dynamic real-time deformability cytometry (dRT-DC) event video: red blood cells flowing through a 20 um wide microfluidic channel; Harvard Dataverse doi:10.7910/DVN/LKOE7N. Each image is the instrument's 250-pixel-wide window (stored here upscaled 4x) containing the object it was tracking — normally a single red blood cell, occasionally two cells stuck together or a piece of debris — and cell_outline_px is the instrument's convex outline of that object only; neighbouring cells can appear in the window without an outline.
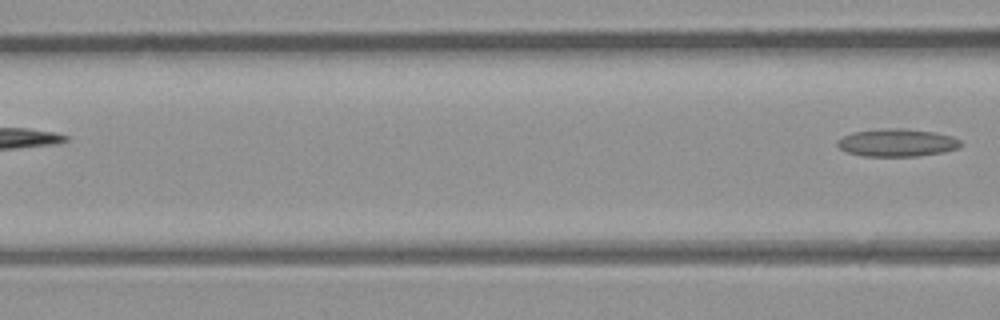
{"species": "common noctule bat (a hibernating species)", "species_latin": "Nyctalus noctula", "temperature_condition": "room temperature", "stored_images_in_passage": 4, "camera_frame_rate_fps": 3000, "um_per_image_px": 0.085, "animal": {"sex": "male", "body_mass_g": 23.1, "forearm_length_mm": 52.7}, "frame": {"image": 1, "passage_image": 4, "time_ms": 1.0, "image_size_px": [1000, 320], "cell_outline_px": [[960, 144], [956, 148], [944, 152], [916, 156], [864, 156], [848, 152], [840, 148], [836, 144], [836, 140], [852, 132], [888, 128], [900, 128], [932, 132], [952, 136], [960, 140]], "centroid_in_image_um": [76.21, 12.13], "position_along_channel_um": 90.4, "area_um2": 19.65}}